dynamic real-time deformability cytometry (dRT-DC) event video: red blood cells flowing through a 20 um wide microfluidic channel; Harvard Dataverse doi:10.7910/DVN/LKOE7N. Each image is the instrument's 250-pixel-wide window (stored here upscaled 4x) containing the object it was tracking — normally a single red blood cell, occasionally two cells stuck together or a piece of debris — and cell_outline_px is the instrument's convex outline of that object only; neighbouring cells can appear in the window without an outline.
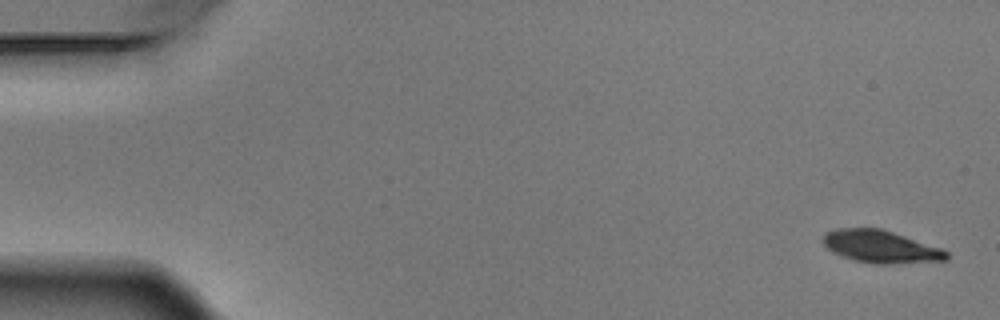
{"species": "Egyptian fruit bat (a non-hibernating species)", "species_latin": "Rousettus aegyptiacus", "temperature_condition": "warm", "stored_images_in_passage": 4, "camera_frame_rate_fps": 3000, "um_per_image_px": 0.085, "animal": {"sex": "male"}, "frame": {"image": 1, "passage_image": 1, "time_ms": 0.0, "image_size_px": [1000, 320], "cell_outline_px": [[948, 260], [892, 264], [876, 264], [852, 260], [840, 256], [832, 252], [824, 244], [824, 232], [836, 228], [880, 228], [944, 248], [948, 252]], "centroid_in_image_um": [74.88, 20.97], "position_along_channel_um": 10.1, "area_um2": 23.64}}
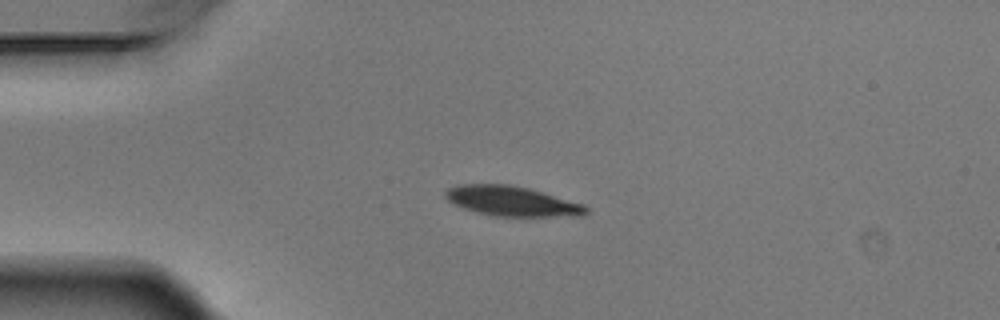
{"frame": {"image": 2, "passage_image": 4, "time_ms": 1.0, "image_size_px": [1000, 320], "cell_outline_px": [[588, 212], [580, 216], [496, 216], [476, 212], [464, 208], [448, 200], [444, 196], [444, 192], [448, 188], [460, 184], [508, 184], [528, 188], [584, 204], [588, 208]], "centroid_in_image_um": [43.51, 17.09], "position_along_channel_um": 41.5, "area_um2": 24.33}}